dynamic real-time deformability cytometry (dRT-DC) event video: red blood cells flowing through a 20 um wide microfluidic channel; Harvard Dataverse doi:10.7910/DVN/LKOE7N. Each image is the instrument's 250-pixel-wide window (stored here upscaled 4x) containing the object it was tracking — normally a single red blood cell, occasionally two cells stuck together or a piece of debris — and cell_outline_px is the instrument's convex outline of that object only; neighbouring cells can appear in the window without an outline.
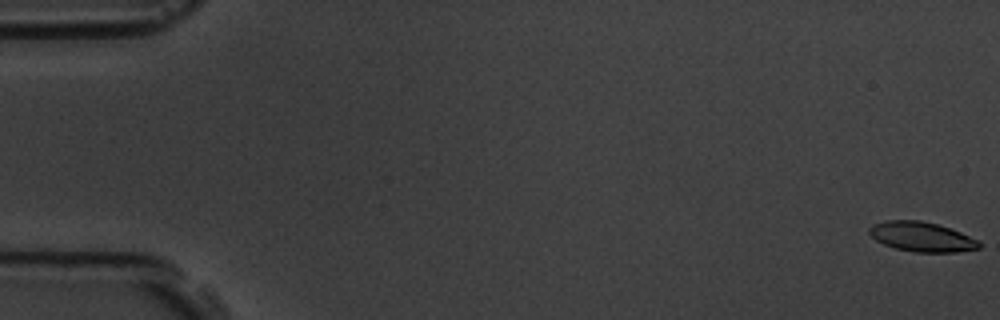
{"species": "common noctule bat (a hibernating species)", "species_latin": "Nyctalus noctula", "temperature_condition": "room temperature", "stored_images_in_passage": 57, "camera_frame_rate_fps": 3000, "um_per_image_px": 0.085, "animal": {"sex": "male", "body_mass_g": 19.5, "forearm_length_mm": 54.6}, "frame": {"image": 1, "passage_image": 1, "time_ms": 0.0, "image_size_px": [1000, 320], "cell_outline_px": [[980, 248], [956, 252], [916, 252], [896, 248], [884, 244], [876, 240], [868, 232], [868, 228], [872, 224], [888, 220], [920, 220], [936, 224], [960, 232], [976, 240], [980, 244]], "centroid_in_image_um": [78.3, 20.12], "position_along_channel_um": 6.7, "area_um2": 18.73}}
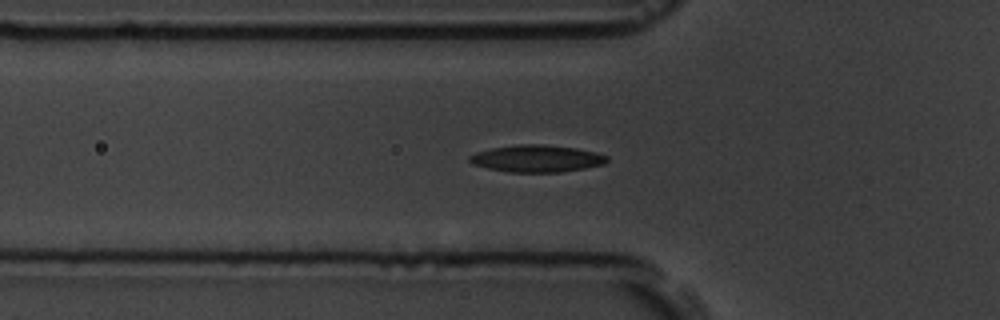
{"frame": {"image": 2, "passage_image": 20, "time_ms": 6.333, "image_size_px": [1000, 320], "cell_outline_px": [[608, 160], [604, 164], [584, 168], [560, 172], [508, 172], [488, 168], [472, 164], [468, 160], [468, 156], [476, 152], [492, 148], [520, 144], [544, 144], [576, 148], [596, 152], [608, 156]], "centroid_in_image_um": [45.62, 13.47], "position_along_channel_um": 80.2, "area_um2": 21.68}}
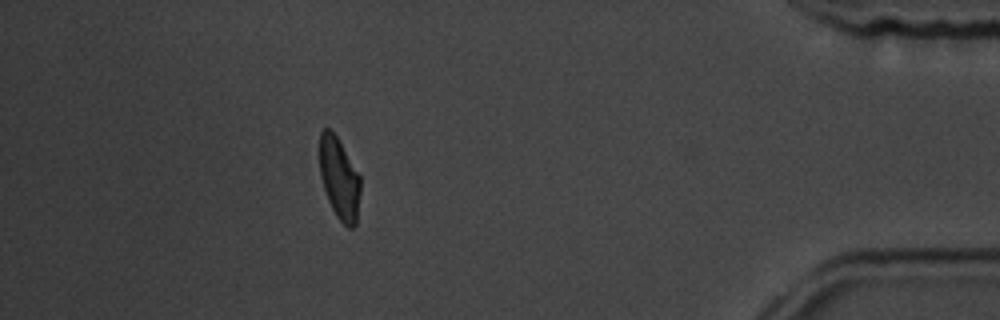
{"frame": {"image": 3, "passage_image": 51, "time_ms": 16.667, "image_size_px": [1000, 320], "cell_outline_px": [[360, 192], [356, 224], [352, 228], [348, 228], [336, 216], [328, 200], [320, 176], [320, 132], [324, 128], [328, 128], [336, 136], [360, 176]], "centroid_in_image_um": [28.84, 15.2], "position_along_channel_um": 406.4, "area_um2": 19.13}, "authors_computed_cell_mechanics": {"area_um2": 20.1144, "velocity_mm_per_s": 3.6413, "shape_relaxation_time_tau1_ms": 4.4177, "shape_relaxation_time_tau2_ms": 2.6915, "deformation_change_tau1": 0.1415, "deformation_change_tau2": 0.0867}}